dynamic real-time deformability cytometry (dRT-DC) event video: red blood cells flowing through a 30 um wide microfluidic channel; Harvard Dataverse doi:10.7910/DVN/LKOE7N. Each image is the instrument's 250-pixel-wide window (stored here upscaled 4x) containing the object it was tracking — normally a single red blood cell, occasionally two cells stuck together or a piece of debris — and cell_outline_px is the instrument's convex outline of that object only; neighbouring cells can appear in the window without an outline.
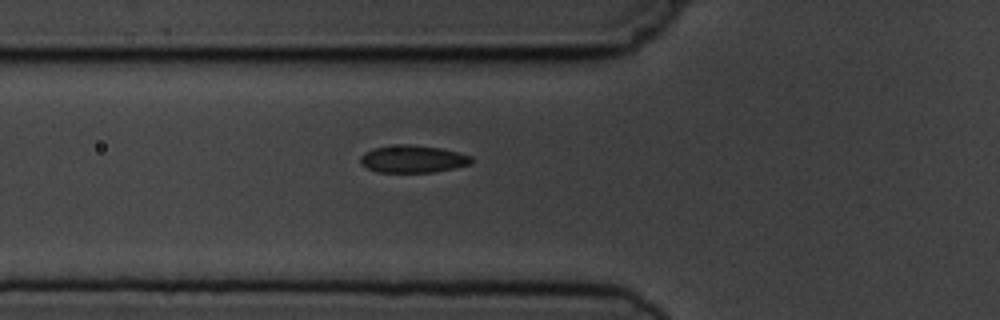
{"species": "common noctule bat (a hibernating species)", "species_latin": "Nyctalus noctula", "temperature_condition": "cold", "stored_images_in_passage": 8, "camera_frame_rate_fps": 3000, "um_per_image_px": 0.085, "animal": {"sex": "male", "body_mass_g": 19.5, "forearm_length_mm": 54.6}, "frame": {"image": 1, "passage_image": 8, "time_ms": 8.0, "image_size_px": [1000, 320], "cell_outline_px": [[472, 164], [436, 172], [376, 172], [360, 164], [360, 156], [364, 152], [372, 148], [400, 144], [408, 144], [440, 148], [472, 156]], "centroid_in_image_um": [35.07, 13.52], "position_along_channel_um": 90.7, "area_um2": 17.8}}